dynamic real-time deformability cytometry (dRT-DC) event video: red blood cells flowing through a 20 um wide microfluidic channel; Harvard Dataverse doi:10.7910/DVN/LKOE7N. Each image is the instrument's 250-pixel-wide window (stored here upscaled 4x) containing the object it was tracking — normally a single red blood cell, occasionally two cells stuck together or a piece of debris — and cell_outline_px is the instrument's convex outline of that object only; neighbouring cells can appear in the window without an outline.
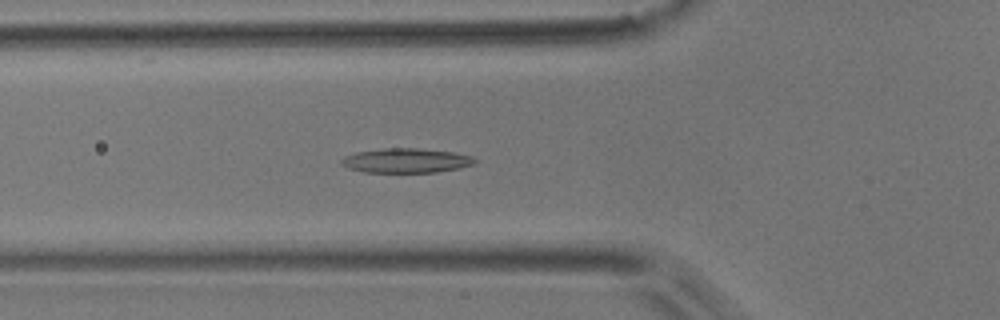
{"species": "common noctule bat (a hibernating species)", "species_latin": "Nyctalus noctula", "temperature_condition": "room temperature", "stored_images_in_passage": 53, "camera_frame_rate_fps": 3000, "um_per_image_px": 0.085, "animal": {"sex": "male", "body_mass_g": 17.9}, "frame": {"image": 1, "passage_image": 19, "time_ms": 6.0, "image_size_px": [1000, 320], "cell_outline_px": [[476, 164], [460, 168], [436, 172], [364, 172], [348, 168], [340, 164], [340, 160], [344, 156], [356, 152], [384, 148], [416, 148], [452, 152], [472, 156], [476, 160]], "centroid_in_image_um": [34.51, 13.65], "position_along_channel_um": 91.3, "area_um2": 19.07}}
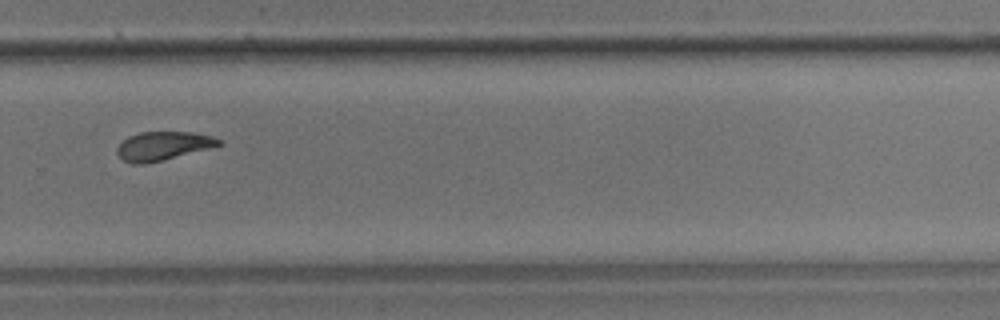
{"frame": {"image": 2, "passage_image": 36, "time_ms": 11.667, "image_size_px": [1000, 320], "cell_outline_px": [[224, 144], [144, 164], [132, 164], [124, 160], [116, 152], [116, 148], [128, 136], [140, 132], [192, 132], [212, 136], [220, 140]], "centroid_in_image_um": [13.83, 12.39], "position_along_channel_um": 316.0, "area_um2": 16.65}}
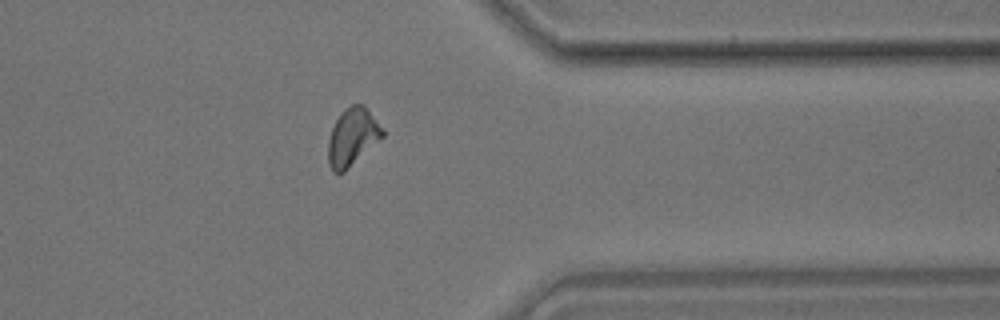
{"frame": {"image": 3, "passage_image": 42, "time_ms": 13.667, "image_size_px": [1000, 320], "cell_outline_px": [[384, 136], [344, 172], [332, 172], [328, 164], [328, 140], [332, 128], [340, 112], [344, 108], [352, 104], [364, 104], [384, 128]], "centroid_in_image_um": [29.96, 11.62], "position_along_channel_um": 381.4, "area_um2": 18.38}, "authors_computed_cell_mechanics": {"area_um2": 18.3226, "velocity_mm_per_s": 3.7641, "shape_relaxation_time_tau1_ms": null, "shape_relaxation_time_tau2_ms": 4.7711, "deformation_change_tau1": null, "deformation_change_tau2": 0.1275}}